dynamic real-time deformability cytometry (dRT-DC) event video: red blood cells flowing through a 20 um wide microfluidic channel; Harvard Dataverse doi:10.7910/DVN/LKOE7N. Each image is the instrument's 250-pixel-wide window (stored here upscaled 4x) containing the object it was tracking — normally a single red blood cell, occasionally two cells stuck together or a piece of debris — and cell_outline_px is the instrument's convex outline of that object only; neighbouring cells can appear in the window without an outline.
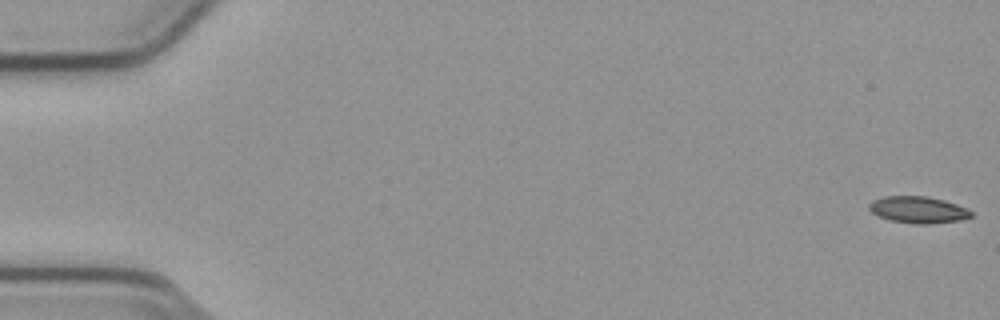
{"species": "common noctule bat (a hibernating species)", "species_latin": "Nyctalus noctula", "temperature_condition": "cold", "stored_images_in_passage": 55, "camera_frame_rate_fps": 3000, "um_per_image_px": 0.085, "animal": {"sex": "male", "body_mass_g": 23.1, "forearm_length_mm": 52.7}, "frame": {"image": 1, "passage_image": 1, "time_ms": 0.0, "image_size_px": [1000, 320], "cell_outline_px": [[972, 216], [960, 220], [924, 224], [916, 224], [892, 220], [880, 216], [872, 212], [868, 208], [868, 204], [872, 200], [884, 196], [928, 196], [944, 200], [968, 208], [972, 212]], "centroid_in_image_um": [78.04, 17.81], "position_along_channel_um": 7.0, "area_um2": 15.78}}
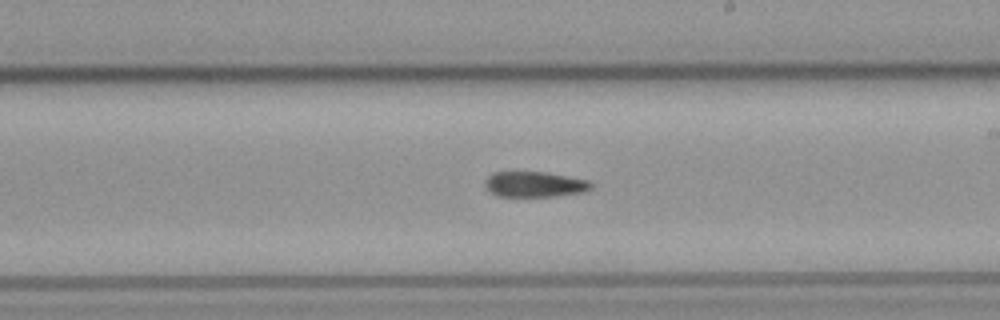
{"frame": {"image": 2, "passage_image": 32, "time_ms": 10.333, "image_size_px": [1000, 320], "cell_outline_px": [[592, 188], [584, 192], [552, 196], [496, 196], [484, 184], [488, 176], [492, 172], [544, 172], [588, 180], [592, 184]], "centroid_in_image_um": [45.44, 15.66], "position_along_channel_um": 243.6, "area_um2": 15.55}}
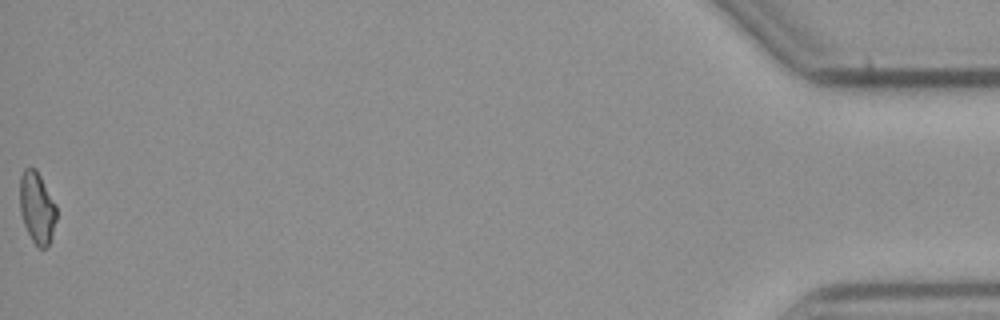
{"frame": {"image": 3, "passage_image": 55, "time_ms": 18.0, "image_size_px": [1000, 320], "cell_outline_px": [[56, 220], [48, 244], [44, 248], [40, 248], [32, 240], [24, 224], [20, 212], [20, 176], [24, 168], [36, 168], [56, 204]], "centroid_in_image_um": [3.13, 17.61], "position_along_channel_um": 432.1, "area_um2": 15.09}}